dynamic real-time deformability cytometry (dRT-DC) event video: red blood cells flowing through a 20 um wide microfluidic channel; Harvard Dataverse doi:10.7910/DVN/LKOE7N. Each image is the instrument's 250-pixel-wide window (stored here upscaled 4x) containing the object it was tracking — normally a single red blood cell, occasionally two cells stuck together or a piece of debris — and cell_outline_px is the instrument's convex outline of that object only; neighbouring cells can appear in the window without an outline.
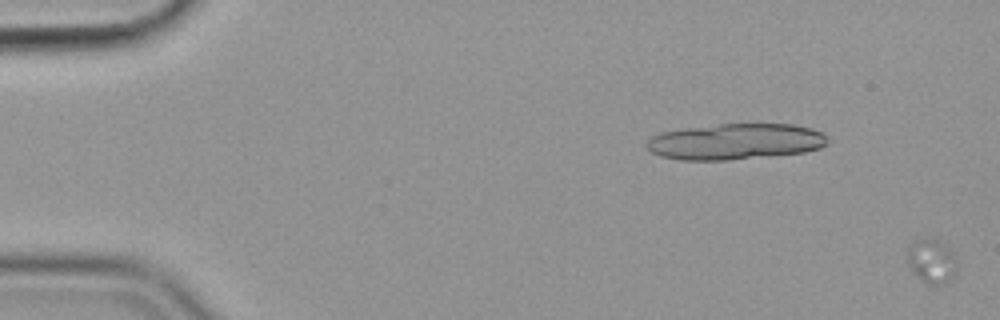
{"species": "common noctule bat (a hibernating species)", "species_latin": "Nyctalus noctula", "temperature_condition": "cold", "stored_images_in_passage": 22, "camera_frame_rate_fps": 3000, "um_per_image_px": 0.085, "animal": {"sex": "female", "body_mass_g": 19.9}, "frame": {"image": 1, "passage_image": 1, "time_ms": 0.0, "image_size_px": [1000, 320], "cell_outline_px": [[956, 272], [952, 276], [936, 284], [932, 284], [924, 280], [912, 272], [908, 260], [908, 248], [916, 240], [924, 236], [936, 236], [952, 248], [956, 256]], "centroid_in_image_um": [79.22, 22.06], "position_along_channel_um": 5.8, "area_um2": 12.83}}
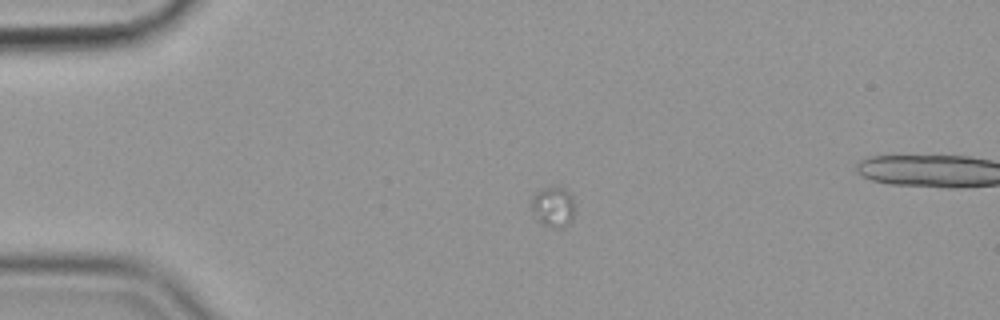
{"frame": {"image": 2, "passage_image": 15, "time_ms": 4.667, "image_size_px": [1000, 320], "cell_outline_px": [[572, 220], [564, 228], [552, 228], [536, 220], [532, 208], [532, 196], [536, 192], [552, 184], [560, 184], [572, 196]], "centroid_in_image_um": [47.0, 17.54], "position_along_channel_um": 38.0, "area_um2": 10.35}}